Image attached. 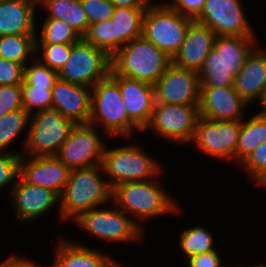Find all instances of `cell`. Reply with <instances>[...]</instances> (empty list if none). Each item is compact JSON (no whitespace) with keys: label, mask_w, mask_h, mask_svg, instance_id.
<instances>
[{"label":"cell","mask_w":266,"mask_h":267,"mask_svg":"<svg viewBox=\"0 0 266 267\" xmlns=\"http://www.w3.org/2000/svg\"><path fill=\"white\" fill-rule=\"evenodd\" d=\"M216 37L217 35L209 27L194 20L172 63L177 67L199 72L205 58L214 49Z\"/></svg>","instance_id":"cell-21"},{"label":"cell","mask_w":266,"mask_h":267,"mask_svg":"<svg viewBox=\"0 0 266 267\" xmlns=\"http://www.w3.org/2000/svg\"><path fill=\"white\" fill-rule=\"evenodd\" d=\"M255 180V184L266 186V142L255 148L239 165Z\"/></svg>","instance_id":"cell-36"},{"label":"cell","mask_w":266,"mask_h":267,"mask_svg":"<svg viewBox=\"0 0 266 267\" xmlns=\"http://www.w3.org/2000/svg\"><path fill=\"white\" fill-rule=\"evenodd\" d=\"M88 123L96 127L103 126L102 131L107 138L118 135L129 138L133 132H142L128 117L119 86L110 76L91 88V114Z\"/></svg>","instance_id":"cell-5"},{"label":"cell","mask_w":266,"mask_h":267,"mask_svg":"<svg viewBox=\"0 0 266 267\" xmlns=\"http://www.w3.org/2000/svg\"><path fill=\"white\" fill-rule=\"evenodd\" d=\"M115 7H148L151 0H109Z\"/></svg>","instance_id":"cell-44"},{"label":"cell","mask_w":266,"mask_h":267,"mask_svg":"<svg viewBox=\"0 0 266 267\" xmlns=\"http://www.w3.org/2000/svg\"><path fill=\"white\" fill-rule=\"evenodd\" d=\"M264 142H266V118L255 114L248 121L242 119L235 161L240 165L255 148Z\"/></svg>","instance_id":"cell-27"},{"label":"cell","mask_w":266,"mask_h":267,"mask_svg":"<svg viewBox=\"0 0 266 267\" xmlns=\"http://www.w3.org/2000/svg\"><path fill=\"white\" fill-rule=\"evenodd\" d=\"M23 77V65L0 58V85L22 84Z\"/></svg>","instance_id":"cell-40"},{"label":"cell","mask_w":266,"mask_h":267,"mask_svg":"<svg viewBox=\"0 0 266 267\" xmlns=\"http://www.w3.org/2000/svg\"><path fill=\"white\" fill-rule=\"evenodd\" d=\"M193 21L168 3L158 5L151 2L143 16L142 36L173 59Z\"/></svg>","instance_id":"cell-7"},{"label":"cell","mask_w":266,"mask_h":267,"mask_svg":"<svg viewBox=\"0 0 266 267\" xmlns=\"http://www.w3.org/2000/svg\"><path fill=\"white\" fill-rule=\"evenodd\" d=\"M146 153L133 143L112 149L105 145L101 166L103 172L109 174L107 183L110 188L127 182L151 180L153 177L157 179L156 175L163 171L162 165Z\"/></svg>","instance_id":"cell-6"},{"label":"cell","mask_w":266,"mask_h":267,"mask_svg":"<svg viewBox=\"0 0 266 267\" xmlns=\"http://www.w3.org/2000/svg\"><path fill=\"white\" fill-rule=\"evenodd\" d=\"M119 86L128 117L143 131L150 123L156 103L155 87L119 75H109Z\"/></svg>","instance_id":"cell-19"},{"label":"cell","mask_w":266,"mask_h":267,"mask_svg":"<svg viewBox=\"0 0 266 267\" xmlns=\"http://www.w3.org/2000/svg\"><path fill=\"white\" fill-rule=\"evenodd\" d=\"M241 121H211L199 117L191 143L212 158L235 160Z\"/></svg>","instance_id":"cell-13"},{"label":"cell","mask_w":266,"mask_h":267,"mask_svg":"<svg viewBox=\"0 0 266 267\" xmlns=\"http://www.w3.org/2000/svg\"><path fill=\"white\" fill-rule=\"evenodd\" d=\"M30 61V65L27 63L24 66L22 85L52 89L55 82L59 79L58 72L42 64L37 58L31 59Z\"/></svg>","instance_id":"cell-34"},{"label":"cell","mask_w":266,"mask_h":267,"mask_svg":"<svg viewBox=\"0 0 266 267\" xmlns=\"http://www.w3.org/2000/svg\"><path fill=\"white\" fill-rule=\"evenodd\" d=\"M21 154V151L0 152V190L6 185H12V188L16 185L20 175Z\"/></svg>","instance_id":"cell-37"},{"label":"cell","mask_w":266,"mask_h":267,"mask_svg":"<svg viewBox=\"0 0 266 267\" xmlns=\"http://www.w3.org/2000/svg\"><path fill=\"white\" fill-rule=\"evenodd\" d=\"M179 247L186 260L194 255L215 250L213 235L203 226L184 228Z\"/></svg>","instance_id":"cell-29"},{"label":"cell","mask_w":266,"mask_h":267,"mask_svg":"<svg viewBox=\"0 0 266 267\" xmlns=\"http://www.w3.org/2000/svg\"><path fill=\"white\" fill-rule=\"evenodd\" d=\"M188 267H223L217 249L194 255L187 259Z\"/></svg>","instance_id":"cell-42"},{"label":"cell","mask_w":266,"mask_h":267,"mask_svg":"<svg viewBox=\"0 0 266 267\" xmlns=\"http://www.w3.org/2000/svg\"><path fill=\"white\" fill-rule=\"evenodd\" d=\"M131 218L115 205L114 209L97 207L88 210L73 222L91 235L108 242L141 240L144 230Z\"/></svg>","instance_id":"cell-10"},{"label":"cell","mask_w":266,"mask_h":267,"mask_svg":"<svg viewBox=\"0 0 266 267\" xmlns=\"http://www.w3.org/2000/svg\"><path fill=\"white\" fill-rule=\"evenodd\" d=\"M70 171L56 156H21L19 176L27 183L48 188L59 196L68 182Z\"/></svg>","instance_id":"cell-17"},{"label":"cell","mask_w":266,"mask_h":267,"mask_svg":"<svg viewBox=\"0 0 266 267\" xmlns=\"http://www.w3.org/2000/svg\"><path fill=\"white\" fill-rule=\"evenodd\" d=\"M147 7H115L111 20L115 29V53L126 43L142 35Z\"/></svg>","instance_id":"cell-25"},{"label":"cell","mask_w":266,"mask_h":267,"mask_svg":"<svg viewBox=\"0 0 266 267\" xmlns=\"http://www.w3.org/2000/svg\"><path fill=\"white\" fill-rule=\"evenodd\" d=\"M109 267H124L123 265L121 266V263H118L116 260H114Z\"/></svg>","instance_id":"cell-46"},{"label":"cell","mask_w":266,"mask_h":267,"mask_svg":"<svg viewBox=\"0 0 266 267\" xmlns=\"http://www.w3.org/2000/svg\"><path fill=\"white\" fill-rule=\"evenodd\" d=\"M234 89L249 105L257 101L266 88V52L255 48L234 80Z\"/></svg>","instance_id":"cell-23"},{"label":"cell","mask_w":266,"mask_h":267,"mask_svg":"<svg viewBox=\"0 0 266 267\" xmlns=\"http://www.w3.org/2000/svg\"><path fill=\"white\" fill-rule=\"evenodd\" d=\"M255 36H217L199 70L200 88L233 86L235 76L257 47Z\"/></svg>","instance_id":"cell-1"},{"label":"cell","mask_w":266,"mask_h":267,"mask_svg":"<svg viewBox=\"0 0 266 267\" xmlns=\"http://www.w3.org/2000/svg\"><path fill=\"white\" fill-rule=\"evenodd\" d=\"M36 38L37 35L1 36L0 58L25 66L28 59L36 58Z\"/></svg>","instance_id":"cell-28"},{"label":"cell","mask_w":266,"mask_h":267,"mask_svg":"<svg viewBox=\"0 0 266 267\" xmlns=\"http://www.w3.org/2000/svg\"><path fill=\"white\" fill-rule=\"evenodd\" d=\"M113 261L114 258L99 249L63 239L57 243L51 267H109Z\"/></svg>","instance_id":"cell-24"},{"label":"cell","mask_w":266,"mask_h":267,"mask_svg":"<svg viewBox=\"0 0 266 267\" xmlns=\"http://www.w3.org/2000/svg\"><path fill=\"white\" fill-rule=\"evenodd\" d=\"M110 72L111 57L82 37L72 44L70 57L58 72V77L69 83L92 88L107 78Z\"/></svg>","instance_id":"cell-9"},{"label":"cell","mask_w":266,"mask_h":267,"mask_svg":"<svg viewBox=\"0 0 266 267\" xmlns=\"http://www.w3.org/2000/svg\"><path fill=\"white\" fill-rule=\"evenodd\" d=\"M171 64L172 58L141 35L124 44L111 57L110 75L155 85Z\"/></svg>","instance_id":"cell-4"},{"label":"cell","mask_w":266,"mask_h":267,"mask_svg":"<svg viewBox=\"0 0 266 267\" xmlns=\"http://www.w3.org/2000/svg\"><path fill=\"white\" fill-rule=\"evenodd\" d=\"M9 197L17 220L23 224L38 219L60 201L57 193L48 188L29 184L20 176Z\"/></svg>","instance_id":"cell-16"},{"label":"cell","mask_w":266,"mask_h":267,"mask_svg":"<svg viewBox=\"0 0 266 267\" xmlns=\"http://www.w3.org/2000/svg\"><path fill=\"white\" fill-rule=\"evenodd\" d=\"M243 10L240 0H205L195 21L217 36H255Z\"/></svg>","instance_id":"cell-14"},{"label":"cell","mask_w":266,"mask_h":267,"mask_svg":"<svg viewBox=\"0 0 266 267\" xmlns=\"http://www.w3.org/2000/svg\"><path fill=\"white\" fill-rule=\"evenodd\" d=\"M28 125L21 155L48 157L58 154L75 124L57 110L49 109L30 114Z\"/></svg>","instance_id":"cell-8"},{"label":"cell","mask_w":266,"mask_h":267,"mask_svg":"<svg viewBox=\"0 0 266 267\" xmlns=\"http://www.w3.org/2000/svg\"><path fill=\"white\" fill-rule=\"evenodd\" d=\"M52 90V109L74 124L89 122L91 88L58 79Z\"/></svg>","instance_id":"cell-20"},{"label":"cell","mask_w":266,"mask_h":267,"mask_svg":"<svg viewBox=\"0 0 266 267\" xmlns=\"http://www.w3.org/2000/svg\"><path fill=\"white\" fill-rule=\"evenodd\" d=\"M154 87L155 104L199 105L200 81L196 71L172 63Z\"/></svg>","instance_id":"cell-15"},{"label":"cell","mask_w":266,"mask_h":267,"mask_svg":"<svg viewBox=\"0 0 266 267\" xmlns=\"http://www.w3.org/2000/svg\"><path fill=\"white\" fill-rule=\"evenodd\" d=\"M182 15L196 19L205 5V0H172L168 3Z\"/></svg>","instance_id":"cell-41"},{"label":"cell","mask_w":266,"mask_h":267,"mask_svg":"<svg viewBox=\"0 0 266 267\" xmlns=\"http://www.w3.org/2000/svg\"><path fill=\"white\" fill-rule=\"evenodd\" d=\"M71 51L72 44H36V58L57 72L64 67Z\"/></svg>","instance_id":"cell-33"},{"label":"cell","mask_w":266,"mask_h":267,"mask_svg":"<svg viewBox=\"0 0 266 267\" xmlns=\"http://www.w3.org/2000/svg\"><path fill=\"white\" fill-rule=\"evenodd\" d=\"M102 170L101 165H95L70 171L68 182L59 196L61 221L73 222L84 212L112 201V189L100 175Z\"/></svg>","instance_id":"cell-2"},{"label":"cell","mask_w":266,"mask_h":267,"mask_svg":"<svg viewBox=\"0 0 266 267\" xmlns=\"http://www.w3.org/2000/svg\"><path fill=\"white\" fill-rule=\"evenodd\" d=\"M89 24L110 20L115 6L109 0H80Z\"/></svg>","instance_id":"cell-39"},{"label":"cell","mask_w":266,"mask_h":267,"mask_svg":"<svg viewBox=\"0 0 266 267\" xmlns=\"http://www.w3.org/2000/svg\"><path fill=\"white\" fill-rule=\"evenodd\" d=\"M83 38L94 47L105 51L110 57L115 54V29L111 19L91 23Z\"/></svg>","instance_id":"cell-32"},{"label":"cell","mask_w":266,"mask_h":267,"mask_svg":"<svg viewBox=\"0 0 266 267\" xmlns=\"http://www.w3.org/2000/svg\"><path fill=\"white\" fill-rule=\"evenodd\" d=\"M199 105L155 104L150 123L144 128L175 143H191L198 119Z\"/></svg>","instance_id":"cell-11"},{"label":"cell","mask_w":266,"mask_h":267,"mask_svg":"<svg viewBox=\"0 0 266 267\" xmlns=\"http://www.w3.org/2000/svg\"><path fill=\"white\" fill-rule=\"evenodd\" d=\"M164 189L155 178L127 182L112 189V200L120 210L134 217L132 219L144 230L141 221L179 212L178 205Z\"/></svg>","instance_id":"cell-3"},{"label":"cell","mask_w":266,"mask_h":267,"mask_svg":"<svg viewBox=\"0 0 266 267\" xmlns=\"http://www.w3.org/2000/svg\"><path fill=\"white\" fill-rule=\"evenodd\" d=\"M105 144L95 125L75 124L56 157L70 170L101 165Z\"/></svg>","instance_id":"cell-12"},{"label":"cell","mask_w":266,"mask_h":267,"mask_svg":"<svg viewBox=\"0 0 266 267\" xmlns=\"http://www.w3.org/2000/svg\"><path fill=\"white\" fill-rule=\"evenodd\" d=\"M249 106L234 86L200 88V117L211 121L242 120Z\"/></svg>","instance_id":"cell-18"},{"label":"cell","mask_w":266,"mask_h":267,"mask_svg":"<svg viewBox=\"0 0 266 267\" xmlns=\"http://www.w3.org/2000/svg\"><path fill=\"white\" fill-rule=\"evenodd\" d=\"M33 0H0V37L37 35Z\"/></svg>","instance_id":"cell-22"},{"label":"cell","mask_w":266,"mask_h":267,"mask_svg":"<svg viewBox=\"0 0 266 267\" xmlns=\"http://www.w3.org/2000/svg\"><path fill=\"white\" fill-rule=\"evenodd\" d=\"M82 37L63 20L45 18L36 44H73Z\"/></svg>","instance_id":"cell-30"},{"label":"cell","mask_w":266,"mask_h":267,"mask_svg":"<svg viewBox=\"0 0 266 267\" xmlns=\"http://www.w3.org/2000/svg\"><path fill=\"white\" fill-rule=\"evenodd\" d=\"M251 267H266V264L265 263L264 264H258V265H254V266H251Z\"/></svg>","instance_id":"cell-48"},{"label":"cell","mask_w":266,"mask_h":267,"mask_svg":"<svg viewBox=\"0 0 266 267\" xmlns=\"http://www.w3.org/2000/svg\"><path fill=\"white\" fill-rule=\"evenodd\" d=\"M47 0H33V2L35 3L36 7L37 6H41L44 2H46Z\"/></svg>","instance_id":"cell-47"},{"label":"cell","mask_w":266,"mask_h":267,"mask_svg":"<svg viewBox=\"0 0 266 267\" xmlns=\"http://www.w3.org/2000/svg\"><path fill=\"white\" fill-rule=\"evenodd\" d=\"M258 101H259V105H261L260 107L262 110L256 115L266 118V88L261 93Z\"/></svg>","instance_id":"cell-45"},{"label":"cell","mask_w":266,"mask_h":267,"mask_svg":"<svg viewBox=\"0 0 266 267\" xmlns=\"http://www.w3.org/2000/svg\"><path fill=\"white\" fill-rule=\"evenodd\" d=\"M41 7L48 11L46 18L63 20L81 37L87 33L90 24L80 0H47Z\"/></svg>","instance_id":"cell-26"},{"label":"cell","mask_w":266,"mask_h":267,"mask_svg":"<svg viewBox=\"0 0 266 267\" xmlns=\"http://www.w3.org/2000/svg\"><path fill=\"white\" fill-rule=\"evenodd\" d=\"M0 267H42L33 261L26 260L22 257L14 255L9 256L3 262L0 263ZM44 267V266H43Z\"/></svg>","instance_id":"cell-43"},{"label":"cell","mask_w":266,"mask_h":267,"mask_svg":"<svg viewBox=\"0 0 266 267\" xmlns=\"http://www.w3.org/2000/svg\"><path fill=\"white\" fill-rule=\"evenodd\" d=\"M18 110H24L22 84L0 85V117Z\"/></svg>","instance_id":"cell-38"},{"label":"cell","mask_w":266,"mask_h":267,"mask_svg":"<svg viewBox=\"0 0 266 267\" xmlns=\"http://www.w3.org/2000/svg\"><path fill=\"white\" fill-rule=\"evenodd\" d=\"M23 109L29 115L35 111L52 109V90L46 87L22 85Z\"/></svg>","instance_id":"cell-35"},{"label":"cell","mask_w":266,"mask_h":267,"mask_svg":"<svg viewBox=\"0 0 266 267\" xmlns=\"http://www.w3.org/2000/svg\"><path fill=\"white\" fill-rule=\"evenodd\" d=\"M29 116L26 111L18 110L0 117V152H9L6 148L24 132Z\"/></svg>","instance_id":"cell-31"}]
</instances>
